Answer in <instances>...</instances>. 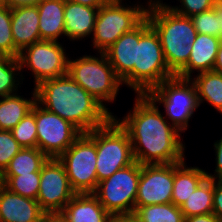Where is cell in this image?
Masks as SVG:
<instances>
[{"label": "cell", "mask_w": 222, "mask_h": 222, "mask_svg": "<svg viewBox=\"0 0 222 222\" xmlns=\"http://www.w3.org/2000/svg\"><path fill=\"white\" fill-rule=\"evenodd\" d=\"M146 94H137L133 109L118 119L128 132L134 160L141 165L172 164L186 160L179 132ZM169 122V123H168Z\"/></svg>", "instance_id": "cell-1"}, {"label": "cell", "mask_w": 222, "mask_h": 222, "mask_svg": "<svg viewBox=\"0 0 222 222\" xmlns=\"http://www.w3.org/2000/svg\"><path fill=\"white\" fill-rule=\"evenodd\" d=\"M34 88L40 106L71 122L82 133L105 125L113 117L68 74L43 80Z\"/></svg>", "instance_id": "cell-2"}, {"label": "cell", "mask_w": 222, "mask_h": 222, "mask_svg": "<svg viewBox=\"0 0 222 222\" xmlns=\"http://www.w3.org/2000/svg\"><path fill=\"white\" fill-rule=\"evenodd\" d=\"M146 18L159 36L168 68L176 75L188 63L197 35L190 17L175 13L165 2L148 7Z\"/></svg>", "instance_id": "cell-3"}, {"label": "cell", "mask_w": 222, "mask_h": 222, "mask_svg": "<svg viewBox=\"0 0 222 222\" xmlns=\"http://www.w3.org/2000/svg\"><path fill=\"white\" fill-rule=\"evenodd\" d=\"M168 68L157 32L147 18L139 24L134 68L121 80L136 94H146L164 80L174 77Z\"/></svg>", "instance_id": "cell-4"}, {"label": "cell", "mask_w": 222, "mask_h": 222, "mask_svg": "<svg viewBox=\"0 0 222 222\" xmlns=\"http://www.w3.org/2000/svg\"><path fill=\"white\" fill-rule=\"evenodd\" d=\"M99 55H83L72 60L69 58L68 75L114 116L104 103L116 101L120 86L123 84L106 55Z\"/></svg>", "instance_id": "cell-5"}, {"label": "cell", "mask_w": 222, "mask_h": 222, "mask_svg": "<svg viewBox=\"0 0 222 222\" xmlns=\"http://www.w3.org/2000/svg\"><path fill=\"white\" fill-rule=\"evenodd\" d=\"M87 134L96 143L98 183L135 161L129 134L114 117Z\"/></svg>", "instance_id": "cell-6"}, {"label": "cell", "mask_w": 222, "mask_h": 222, "mask_svg": "<svg viewBox=\"0 0 222 222\" xmlns=\"http://www.w3.org/2000/svg\"><path fill=\"white\" fill-rule=\"evenodd\" d=\"M146 95L155 103L164 107L166 119L171 120L179 132L188 129L192 115L200 107L197 91L191 79L174 76L150 89Z\"/></svg>", "instance_id": "cell-7"}, {"label": "cell", "mask_w": 222, "mask_h": 222, "mask_svg": "<svg viewBox=\"0 0 222 222\" xmlns=\"http://www.w3.org/2000/svg\"><path fill=\"white\" fill-rule=\"evenodd\" d=\"M126 4V5H125ZM108 2L98 9L92 34V46L98 53H103L124 33L132 31L145 18L147 6L138 3ZM134 5V6H133Z\"/></svg>", "instance_id": "cell-8"}, {"label": "cell", "mask_w": 222, "mask_h": 222, "mask_svg": "<svg viewBox=\"0 0 222 222\" xmlns=\"http://www.w3.org/2000/svg\"><path fill=\"white\" fill-rule=\"evenodd\" d=\"M141 164L134 161L100 181L93 194L113 217L134 215Z\"/></svg>", "instance_id": "cell-9"}, {"label": "cell", "mask_w": 222, "mask_h": 222, "mask_svg": "<svg viewBox=\"0 0 222 222\" xmlns=\"http://www.w3.org/2000/svg\"><path fill=\"white\" fill-rule=\"evenodd\" d=\"M58 159L64 165L76 193H93L96 190V143L87 133H82Z\"/></svg>", "instance_id": "cell-10"}, {"label": "cell", "mask_w": 222, "mask_h": 222, "mask_svg": "<svg viewBox=\"0 0 222 222\" xmlns=\"http://www.w3.org/2000/svg\"><path fill=\"white\" fill-rule=\"evenodd\" d=\"M21 70L28 68L33 74L35 87L46 79L68 74V55L60 42L40 40L25 47L19 54Z\"/></svg>", "instance_id": "cell-11"}, {"label": "cell", "mask_w": 222, "mask_h": 222, "mask_svg": "<svg viewBox=\"0 0 222 222\" xmlns=\"http://www.w3.org/2000/svg\"><path fill=\"white\" fill-rule=\"evenodd\" d=\"M37 148L48 158H59L82 134L71 122L35 103Z\"/></svg>", "instance_id": "cell-12"}, {"label": "cell", "mask_w": 222, "mask_h": 222, "mask_svg": "<svg viewBox=\"0 0 222 222\" xmlns=\"http://www.w3.org/2000/svg\"><path fill=\"white\" fill-rule=\"evenodd\" d=\"M76 192L72 189L64 165L58 158H48L40 171L37 201L48 215H59Z\"/></svg>", "instance_id": "cell-13"}, {"label": "cell", "mask_w": 222, "mask_h": 222, "mask_svg": "<svg viewBox=\"0 0 222 222\" xmlns=\"http://www.w3.org/2000/svg\"><path fill=\"white\" fill-rule=\"evenodd\" d=\"M174 163L141 165L135 206L172 203Z\"/></svg>", "instance_id": "cell-14"}, {"label": "cell", "mask_w": 222, "mask_h": 222, "mask_svg": "<svg viewBox=\"0 0 222 222\" xmlns=\"http://www.w3.org/2000/svg\"><path fill=\"white\" fill-rule=\"evenodd\" d=\"M47 216L37 200L13 193L0 184V222H43Z\"/></svg>", "instance_id": "cell-15"}, {"label": "cell", "mask_w": 222, "mask_h": 222, "mask_svg": "<svg viewBox=\"0 0 222 222\" xmlns=\"http://www.w3.org/2000/svg\"><path fill=\"white\" fill-rule=\"evenodd\" d=\"M221 41L216 36L197 33L188 63L175 76L190 79L195 71L197 74L212 71Z\"/></svg>", "instance_id": "cell-16"}, {"label": "cell", "mask_w": 222, "mask_h": 222, "mask_svg": "<svg viewBox=\"0 0 222 222\" xmlns=\"http://www.w3.org/2000/svg\"><path fill=\"white\" fill-rule=\"evenodd\" d=\"M58 216L64 222H114L93 193H76Z\"/></svg>", "instance_id": "cell-17"}, {"label": "cell", "mask_w": 222, "mask_h": 222, "mask_svg": "<svg viewBox=\"0 0 222 222\" xmlns=\"http://www.w3.org/2000/svg\"><path fill=\"white\" fill-rule=\"evenodd\" d=\"M11 31L14 45L20 52L25 47L40 41L38 7L12 8Z\"/></svg>", "instance_id": "cell-18"}, {"label": "cell", "mask_w": 222, "mask_h": 222, "mask_svg": "<svg viewBox=\"0 0 222 222\" xmlns=\"http://www.w3.org/2000/svg\"><path fill=\"white\" fill-rule=\"evenodd\" d=\"M97 14L98 8L64 1L65 36L70 41L92 36Z\"/></svg>", "instance_id": "cell-19"}, {"label": "cell", "mask_w": 222, "mask_h": 222, "mask_svg": "<svg viewBox=\"0 0 222 222\" xmlns=\"http://www.w3.org/2000/svg\"><path fill=\"white\" fill-rule=\"evenodd\" d=\"M136 43H139V25L132 31L122 34L103 52L121 80L134 68Z\"/></svg>", "instance_id": "cell-20"}, {"label": "cell", "mask_w": 222, "mask_h": 222, "mask_svg": "<svg viewBox=\"0 0 222 222\" xmlns=\"http://www.w3.org/2000/svg\"><path fill=\"white\" fill-rule=\"evenodd\" d=\"M37 7L41 40L58 41L65 36L64 0H42Z\"/></svg>", "instance_id": "cell-21"}, {"label": "cell", "mask_w": 222, "mask_h": 222, "mask_svg": "<svg viewBox=\"0 0 222 222\" xmlns=\"http://www.w3.org/2000/svg\"><path fill=\"white\" fill-rule=\"evenodd\" d=\"M186 161L174 163L172 203L180 207L207 177L200 167H188Z\"/></svg>", "instance_id": "cell-22"}, {"label": "cell", "mask_w": 222, "mask_h": 222, "mask_svg": "<svg viewBox=\"0 0 222 222\" xmlns=\"http://www.w3.org/2000/svg\"><path fill=\"white\" fill-rule=\"evenodd\" d=\"M31 98H23L18 93L0 99V130L11 131L36 103V91Z\"/></svg>", "instance_id": "cell-23"}, {"label": "cell", "mask_w": 222, "mask_h": 222, "mask_svg": "<svg viewBox=\"0 0 222 222\" xmlns=\"http://www.w3.org/2000/svg\"><path fill=\"white\" fill-rule=\"evenodd\" d=\"M190 79L196 87L199 104L206 101L222 114V74L212 70L199 73Z\"/></svg>", "instance_id": "cell-24"}, {"label": "cell", "mask_w": 222, "mask_h": 222, "mask_svg": "<svg viewBox=\"0 0 222 222\" xmlns=\"http://www.w3.org/2000/svg\"><path fill=\"white\" fill-rule=\"evenodd\" d=\"M214 180L206 177L180 206L185 218L213 213Z\"/></svg>", "instance_id": "cell-25"}, {"label": "cell", "mask_w": 222, "mask_h": 222, "mask_svg": "<svg viewBox=\"0 0 222 222\" xmlns=\"http://www.w3.org/2000/svg\"><path fill=\"white\" fill-rule=\"evenodd\" d=\"M48 157L38 148H21L0 175H21L40 172Z\"/></svg>", "instance_id": "cell-26"}, {"label": "cell", "mask_w": 222, "mask_h": 222, "mask_svg": "<svg viewBox=\"0 0 222 222\" xmlns=\"http://www.w3.org/2000/svg\"><path fill=\"white\" fill-rule=\"evenodd\" d=\"M137 219L141 222H184L180 207L173 203L135 206Z\"/></svg>", "instance_id": "cell-27"}, {"label": "cell", "mask_w": 222, "mask_h": 222, "mask_svg": "<svg viewBox=\"0 0 222 222\" xmlns=\"http://www.w3.org/2000/svg\"><path fill=\"white\" fill-rule=\"evenodd\" d=\"M21 71L18 58L7 55L0 57V98L18 93L19 84L24 79Z\"/></svg>", "instance_id": "cell-28"}, {"label": "cell", "mask_w": 222, "mask_h": 222, "mask_svg": "<svg viewBox=\"0 0 222 222\" xmlns=\"http://www.w3.org/2000/svg\"><path fill=\"white\" fill-rule=\"evenodd\" d=\"M0 184L13 193L36 200L40 187V172L21 175H0Z\"/></svg>", "instance_id": "cell-29"}, {"label": "cell", "mask_w": 222, "mask_h": 222, "mask_svg": "<svg viewBox=\"0 0 222 222\" xmlns=\"http://www.w3.org/2000/svg\"><path fill=\"white\" fill-rule=\"evenodd\" d=\"M11 132L22 148H37L35 104L33 105L31 112L21 119Z\"/></svg>", "instance_id": "cell-30"}, {"label": "cell", "mask_w": 222, "mask_h": 222, "mask_svg": "<svg viewBox=\"0 0 222 222\" xmlns=\"http://www.w3.org/2000/svg\"><path fill=\"white\" fill-rule=\"evenodd\" d=\"M0 52L18 58L20 51L15 47L11 31V9L0 6Z\"/></svg>", "instance_id": "cell-31"}, {"label": "cell", "mask_w": 222, "mask_h": 222, "mask_svg": "<svg viewBox=\"0 0 222 222\" xmlns=\"http://www.w3.org/2000/svg\"><path fill=\"white\" fill-rule=\"evenodd\" d=\"M197 33L220 38L219 17L213 8L190 17Z\"/></svg>", "instance_id": "cell-32"}, {"label": "cell", "mask_w": 222, "mask_h": 222, "mask_svg": "<svg viewBox=\"0 0 222 222\" xmlns=\"http://www.w3.org/2000/svg\"><path fill=\"white\" fill-rule=\"evenodd\" d=\"M21 148L11 131L0 130V174Z\"/></svg>", "instance_id": "cell-33"}, {"label": "cell", "mask_w": 222, "mask_h": 222, "mask_svg": "<svg viewBox=\"0 0 222 222\" xmlns=\"http://www.w3.org/2000/svg\"><path fill=\"white\" fill-rule=\"evenodd\" d=\"M181 5L179 7L166 4L175 13L191 17L213 8L218 0H178Z\"/></svg>", "instance_id": "cell-34"}, {"label": "cell", "mask_w": 222, "mask_h": 222, "mask_svg": "<svg viewBox=\"0 0 222 222\" xmlns=\"http://www.w3.org/2000/svg\"><path fill=\"white\" fill-rule=\"evenodd\" d=\"M216 169L214 175L206 172V176L213 180L222 179V137L214 143Z\"/></svg>", "instance_id": "cell-35"}, {"label": "cell", "mask_w": 222, "mask_h": 222, "mask_svg": "<svg viewBox=\"0 0 222 222\" xmlns=\"http://www.w3.org/2000/svg\"><path fill=\"white\" fill-rule=\"evenodd\" d=\"M213 213L222 220V179L214 180Z\"/></svg>", "instance_id": "cell-36"}, {"label": "cell", "mask_w": 222, "mask_h": 222, "mask_svg": "<svg viewBox=\"0 0 222 222\" xmlns=\"http://www.w3.org/2000/svg\"><path fill=\"white\" fill-rule=\"evenodd\" d=\"M184 222H221V220L214 214H204L190 216L184 219Z\"/></svg>", "instance_id": "cell-37"}, {"label": "cell", "mask_w": 222, "mask_h": 222, "mask_svg": "<svg viewBox=\"0 0 222 222\" xmlns=\"http://www.w3.org/2000/svg\"><path fill=\"white\" fill-rule=\"evenodd\" d=\"M42 0H6L5 6L10 9L16 7L37 6Z\"/></svg>", "instance_id": "cell-38"}, {"label": "cell", "mask_w": 222, "mask_h": 222, "mask_svg": "<svg viewBox=\"0 0 222 222\" xmlns=\"http://www.w3.org/2000/svg\"><path fill=\"white\" fill-rule=\"evenodd\" d=\"M64 1L74 2V3H78L81 5H86V6H90V7L98 8V9L101 6H104L105 4L108 3L107 0H64Z\"/></svg>", "instance_id": "cell-39"}, {"label": "cell", "mask_w": 222, "mask_h": 222, "mask_svg": "<svg viewBox=\"0 0 222 222\" xmlns=\"http://www.w3.org/2000/svg\"><path fill=\"white\" fill-rule=\"evenodd\" d=\"M213 71L222 74V41L220 43Z\"/></svg>", "instance_id": "cell-40"}, {"label": "cell", "mask_w": 222, "mask_h": 222, "mask_svg": "<svg viewBox=\"0 0 222 222\" xmlns=\"http://www.w3.org/2000/svg\"><path fill=\"white\" fill-rule=\"evenodd\" d=\"M214 9L216 10V14L219 17V24H220V39L222 40V2L218 0L214 6Z\"/></svg>", "instance_id": "cell-41"}, {"label": "cell", "mask_w": 222, "mask_h": 222, "mask_svg": "<svg viewBox=\"0 0 222 222\" xmlns=\"http://www.w3.org/2000/svg\"><path fill=\"white\" fill-rule=\"evenodd\" d=\"M114 222H141L135 215L118 216L114 218Z\"/></svg>", "instance_id": "cell-42"}, {"label": "cell", "mask_w": 222, "mask_h": 222, "mask_svg": "<svg viewBox=\"0 0 222 222\" xmlns=\"http://www.w3.org/2000/svg\"><path fill=\"white\" fill-rule=\"evenodd\" d=\"M43 222H64L58 215L47 216Z\"/></svg>", "instance_id": "cell-43"}, {"label": "cell", "mask_w": 222, "mask_h": 222, "mask_svg": "<svg viewBox=\"0 0 222 222\" xmlns=\"http://www.w3.org/2000/svg\"><path fill=\"white\" fill-rule=\"evenodd\" d=\"M146 4V6L150 7V6H154V5H161L163 4V1L161 0H149Z\"/></svg>", "instance_id": "cell-44"}, {"label": "cell", "mask_w": 222, "mask_h": 222, "mask_svg": "<svg viewBox=\"0 0 222 222\" xmlns=\"http://www.w3.org/2000/svg\"><path fill=\"white\" fill-rule=\"evenodd\" d=\"M108 2L122 3L123 0H107Z\"/></svg>", "instance_id": "cell-45"}, {"label": "cell", "mask_w": 222, "mask_h": 222, "mask_svg": "<svg viewBox=\"0 0 222 222\" xmlns=\"http://www.w3.org/2000/svg\"><path fill=\"white\" fill-rule=\"evenodd\" d=\"M5 1L6 0H0V6H5Z\"/></svg>", "instance_id": "cell-46"}]
</instances>
